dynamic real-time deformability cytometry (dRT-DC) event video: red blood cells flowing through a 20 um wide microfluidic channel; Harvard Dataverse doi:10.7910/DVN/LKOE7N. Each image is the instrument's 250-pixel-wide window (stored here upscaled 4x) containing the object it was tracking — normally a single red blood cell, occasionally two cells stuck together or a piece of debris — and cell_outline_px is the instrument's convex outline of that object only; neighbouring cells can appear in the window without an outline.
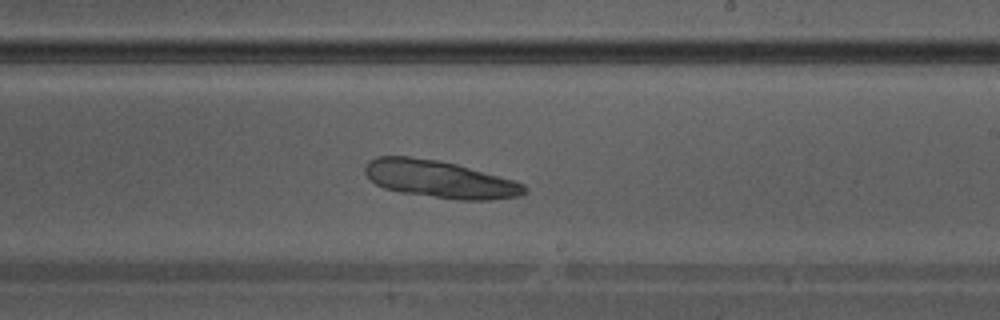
{"species": "Egyptian fruit bat (a non-hibernating species)", "species_latin": "Rousettus aegyptiacus", "temperature_condition": "warm", "stored_images_in_passage": 30, "camera_frame_rate_fps": 3000, "um_per_image_px": 0.085, "animal": {"sex": "male"}, "frame": {"image": 1, "passage_image": 13, "time_ms": 4.0, "image_size_px": [1000, 320], "cell_outline_px": [[528, 192], [520, 196], [492, 200], [456, 200], [400, 192], [384, 188], [376, 184], [364, 172], [364, 168], [368, 160], [376, 156], [408, 156], [440, 160], [456, 164], [516, 180], [524, 184], [528, 188]], "centroid_in_image_um": [37.41, 15.23], "position_along_channel_um": 251.6, "area_um2": 35.08}}